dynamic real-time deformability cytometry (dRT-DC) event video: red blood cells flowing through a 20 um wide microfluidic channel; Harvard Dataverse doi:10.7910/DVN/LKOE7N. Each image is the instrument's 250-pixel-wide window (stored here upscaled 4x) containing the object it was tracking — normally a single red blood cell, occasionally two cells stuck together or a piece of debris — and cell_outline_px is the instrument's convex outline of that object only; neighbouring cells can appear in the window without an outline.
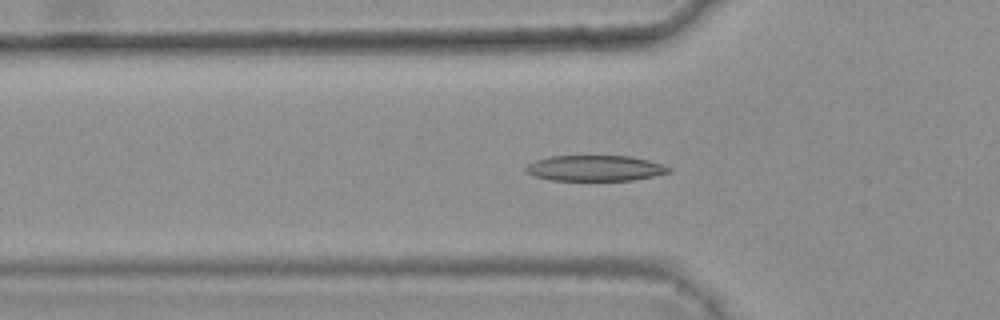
{"species": "common noctule bat (a hibernating species)", "species_latin": "Nyctalus noctula", "temperature_condition": "warm", "stored_images_in_passage": 45, "camera_frame_rate_fps": 3000, "um_per_image_px": 0.085, "animal": {"sex": "female", "body_mass_g": 25.1}, "frame": {"image": 1, "passage_image": 17, "time_ms": 5.333, "image_size_px": [1000, 320], "cell_outline_px": [[672, 172], [632, 180], [552, 180], [536, 176], [524, 172], [524, 168], [528, 164], [536, 160], [548, 156], [628, 156], [648, 160], [672, 168]], "centroid_in_image_um": [50.56, 14.29], "position_along_channel_um": 75.2, "area_um2": 21.27}}
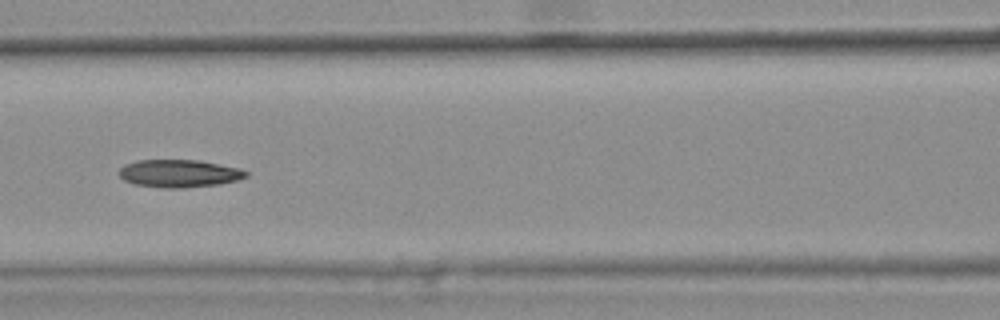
{"frame": {"image": 2, "passage_image": 23, "time_ms": 7.333, "image_size_px": [1000, 320], "cell_outline_px": [[248, 176], [236, 180], [220, 184], [184, 188], [160, 188], [132, 184], [124, 180], [116, 172], [124, 164], [136, 160], [200, 160], [240, 168], [248, 172]], "centroid_in_image_um": [15.19, 14.74], "position_along_channel_um": 151.4, "area_um2": 20.81}}
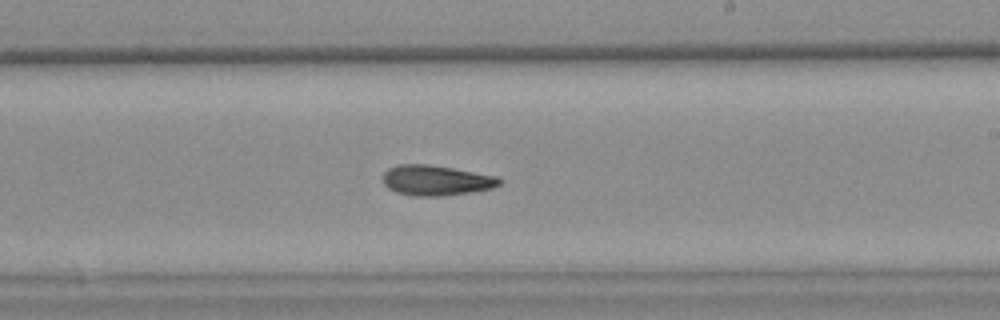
{"frame": {"image": 3, "passage_image": 31, "time_ms": 10.0, "image_size_px": [1000, 320], "cell_outline_px": [[504, 180], [500, 184], [492, 188], [468, 192], [440, 196], [412, 196], [396, 192], [388, 188], [384, 184], [384, 172], [388, 168], [400, 164], [428, 164], [500, 176]], "centroid_in_image_um": [37.09, 15.32], "position_along_channel_um": 251.9, "area_um2": 20.58}, "authors_computed_cell_mechanics": {"area_um2": 20.5768, "velocity_mm_per_s": 3.7861, "shape_relaxation_time_tau1_ms": 10.1722, "shape_relaxation_time_tau2_ms": 7.4564, "deformation_change_tau1": 0.2118, "deformation_change_tau2": 0.1625}}